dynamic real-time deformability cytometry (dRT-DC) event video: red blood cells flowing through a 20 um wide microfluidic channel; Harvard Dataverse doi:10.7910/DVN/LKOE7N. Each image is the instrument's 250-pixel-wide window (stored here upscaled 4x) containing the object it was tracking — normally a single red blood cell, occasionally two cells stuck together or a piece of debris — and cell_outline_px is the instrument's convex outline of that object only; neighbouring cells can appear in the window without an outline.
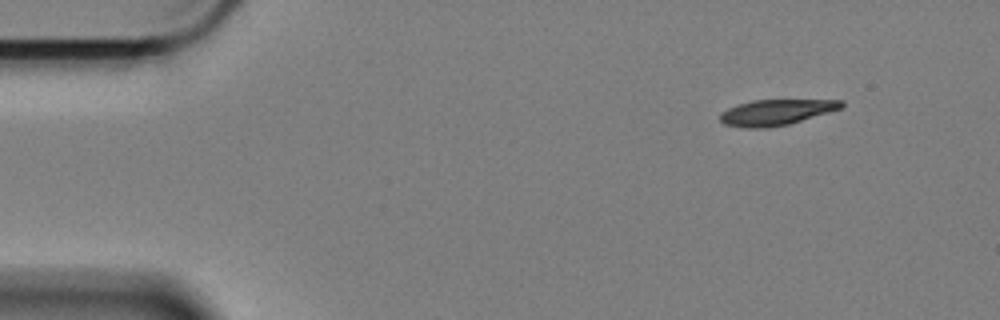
{"species": "Egyptian fruit bat (a non-hibernating species)", "species_latin": "Rousettus aegyptiacus", "temperature_condition": "cold", "stored_images_in_passage": 4, "camera_frame_rate_fps": 3000, "um_per_image_px": 0.085, "animal": {"sex": "female"}, "frame": {"image": 1, "passage_image": 1, "time_ms": 0.0, "image_size_px": [1000, 320], "cell_outline_px": [[844, 108], [788, 124], [768, 128], [748, 128], [724, 124], [720, 120], [720, 112], [736, 104], [752, 100], [844, 100]], "centroid_in_image_um": [65.97, 9.54], "position_along_channel_um": 19.0, "area_um2": 18.26}}